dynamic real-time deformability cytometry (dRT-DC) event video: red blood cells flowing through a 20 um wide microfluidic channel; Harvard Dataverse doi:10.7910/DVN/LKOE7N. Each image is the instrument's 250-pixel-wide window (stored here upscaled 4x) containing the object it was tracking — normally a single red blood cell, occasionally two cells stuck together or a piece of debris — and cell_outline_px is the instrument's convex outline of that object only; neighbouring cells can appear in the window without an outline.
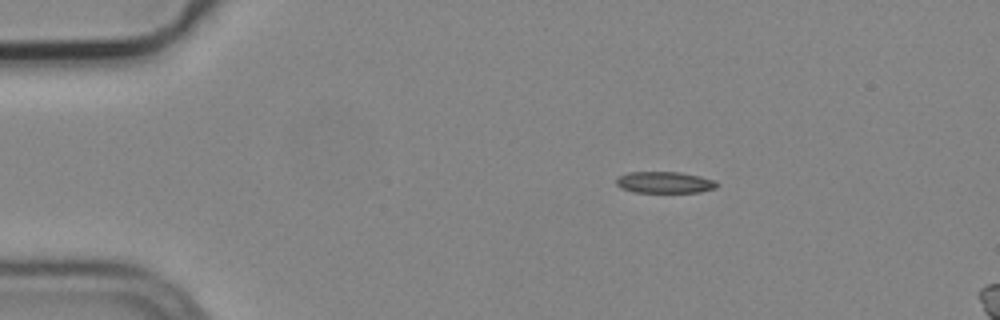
{"species": "common noctule bat (a hibernating species)", "species_latin": "Nyctalus noctula", "temperature_condition": "cold", "stored_images_in_passage": 4, "camera_frame_rate_fps": 3000, "um_per_image_px": 0.085, "animal": {"sex": "male", "body_mass_g": 19.2, "forearm_length_mm": 51.8}, "frame": {"image": 1, "passage_image": 2, "time_ms": 0.333, "image_size_px": [1000, 320], "cell_outline_px": [[720, 184], [716, 188], [700, 192], [632, 192], [620, 188], [616, 184], [616, 180], [620, 176], [628, 172], [680, 172], [700, 176], [716, 180]], "centroid_in_image_um": [56.52, 15.5], "position_along_channel_um": 28.5, "area_um2": 12.72}}